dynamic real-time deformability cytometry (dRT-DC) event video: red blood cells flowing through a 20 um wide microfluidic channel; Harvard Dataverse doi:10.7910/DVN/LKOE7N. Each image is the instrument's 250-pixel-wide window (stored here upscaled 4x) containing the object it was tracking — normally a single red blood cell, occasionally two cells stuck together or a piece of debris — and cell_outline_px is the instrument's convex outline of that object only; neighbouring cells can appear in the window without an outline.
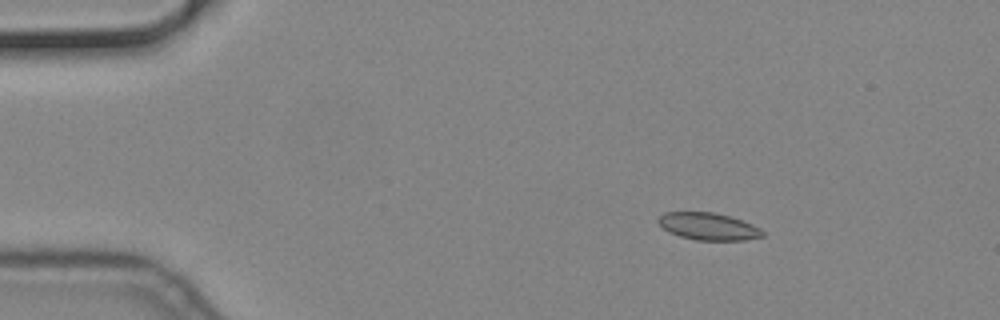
{"species": "common noctule bat (a hibernating species)", "species_latin": "Nyctalus noctula", "temperature_condition": "cold", "stored_images_in_passage": 8, "camera_frame_rate_fps": 3000, "um_per_image_px": 0.085, "animal": {"sex": "male", "body_mass_g": 19.2, "forearm_length_mm": 51.8}, "frame": {"image": 1, "passage_image": 3, "time_ms": 0.667, "image_size_px": [1000, 320], "cell_outline_px": [[764, 236], [744, 240], [696, 240], [680, 236], [668, 232], [656, 220], [664, 212], [712, 212], [728, 216], [752, 224], [760, 228], [764, 232]], "centroid_in_image_um": [60.2, 19.25], "position_along_channel_um": 24.8, "area_um2": 16.42}}
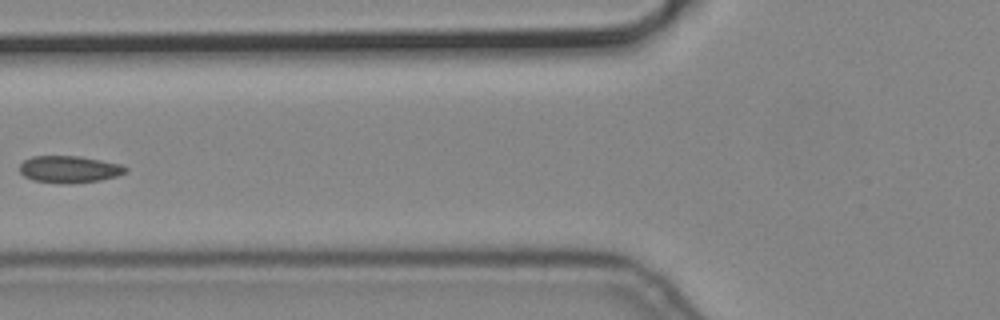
{"frame": {"image": 2, "passage_image": 7, "time_ms": 2.0, "image_size_px": [1000, 320], "cell_outline_px": [[128, 168], [124, 172], [116, 176], [100, 180], [72, 184], [64, 184], [32, 180], [24, 176], [20, 172], [20, 164], [24, 160], [32, 156], [80, 156], [120, 164]], "centroid_in_image_um": [5.85, 14.39], "position_along_channel_um": 119.9, "area_um2": 16.65}}
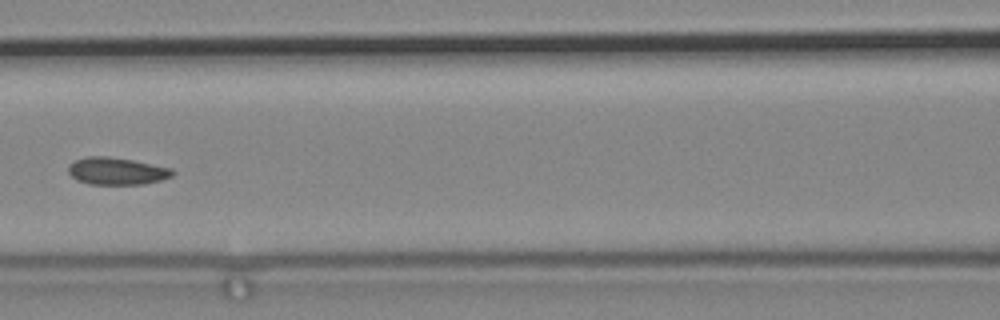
{"frame": {"image": 3, "passage_image": 8, "time_ms": 2.333, "image_size_px": [1000, 320], "cell_outline_px": [[176, 172], [172, 176], [160, 180], [144, 184], [88, 184], [76, 180], [68, 172], [68, 164], [76, 160], [88, 156], [108, 156], [132, 160], [172, 168]], "centroid_in_image_um": [9.91, 14.54], "position_along_channel_um": 156.7, "area_um2": 16.59}}